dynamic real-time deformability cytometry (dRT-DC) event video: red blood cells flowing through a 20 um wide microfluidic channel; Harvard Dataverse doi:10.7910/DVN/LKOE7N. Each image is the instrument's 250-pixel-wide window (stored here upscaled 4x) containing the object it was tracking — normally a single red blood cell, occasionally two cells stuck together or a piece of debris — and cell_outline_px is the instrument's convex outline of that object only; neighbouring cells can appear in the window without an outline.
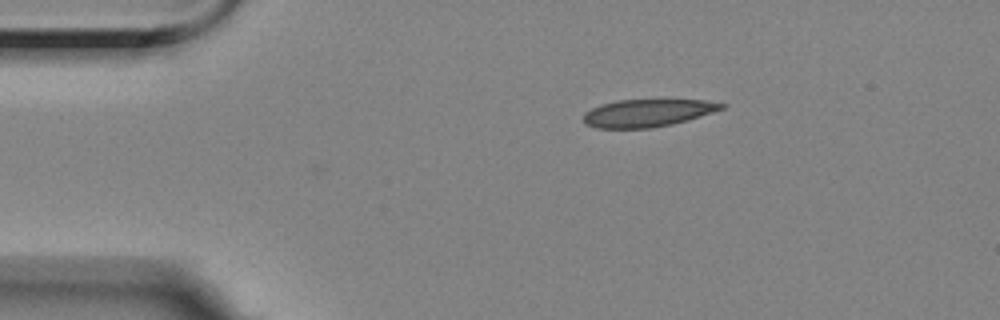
{"species": "Egyptian fruit bat (a non-hibernating species)", "species_latin": "Rousettus aegyptiacus", "temperature_condition": "room temperature", "stored_images_in_passage": 47, "camera_frame_rate_fps": 3000, "um_per_image_px": 0.085, "animal": {"sex": "female"}, "frame": {"image": 1, "passage_image": 1, "time_ms": 0.0, "image_size_px": [1000, 320], "cell_outline_px": [[728, 104], [724, 108], [688, 120], [672, 124], [652, 128], [596, 128], [584, 124], [584, 112], [600, 104], [616, 100], [704, 100]], "centroid_in_image_um": [55.02, 9.6], "position_along_channel_um": 30.0, "area_um2": 22.2}}
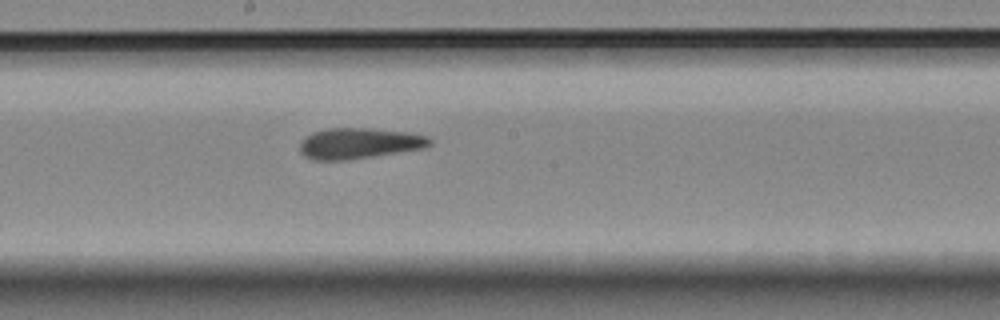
{"frame": {"image": 2, "passage_image": 21, "time_ms": 6.667, "image_size_px": [1000, 320], "cell_outline_px": [[432, 144], [424, 148], [372, 156], [344, 160], [312, 160], [304, 156], [300, 152], [300, 140], [312, 132], [328, 128], [372, 128], [408, 132], [428, 136], [432, 140]], "centroid_in_image_um": [30.5, 12.17], "position_along_channel_um": 217.7, "area_um2": 23.41}}
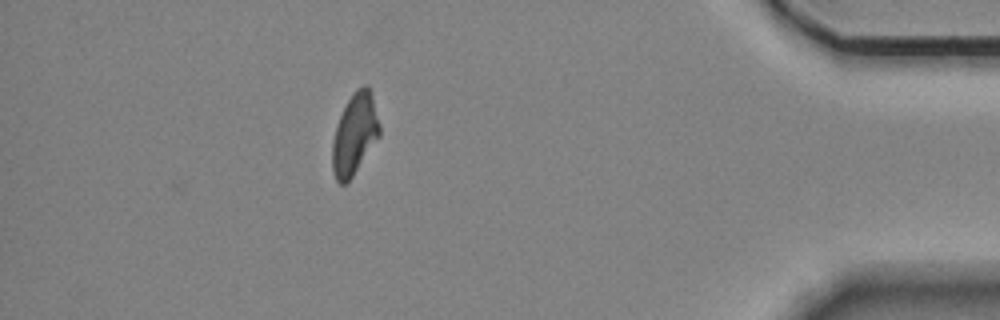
{"frame": {"image": 3, "passage_image": 41, "time_ms": 13.333, "image_size_px": [1000, 320], "cell_outline_px": [[380, 136], [352, 176], [344, 184], [340, 184], [336, 180], [332, 168], [332, 140], [340, 116], [352, 92], [356, 88], [364, 84], [368, 84], [372, 96], [380, 124]], "centroid_in_image_um": [30.15, 11.37], "position_along_channel_um": 405.1, "area_um2": 22.2}, "authors_computed_cell_mechanics": {"area_um2": 23.2934, "velocity_mm_per_s": 3.5172, "shape_relaxation_time_tau1_ms": null, "shape_relaxation_time_tau2_ms": 2.6588, "deformation_change_tau1": null, "deformation_change_tau2": 0.1045}}